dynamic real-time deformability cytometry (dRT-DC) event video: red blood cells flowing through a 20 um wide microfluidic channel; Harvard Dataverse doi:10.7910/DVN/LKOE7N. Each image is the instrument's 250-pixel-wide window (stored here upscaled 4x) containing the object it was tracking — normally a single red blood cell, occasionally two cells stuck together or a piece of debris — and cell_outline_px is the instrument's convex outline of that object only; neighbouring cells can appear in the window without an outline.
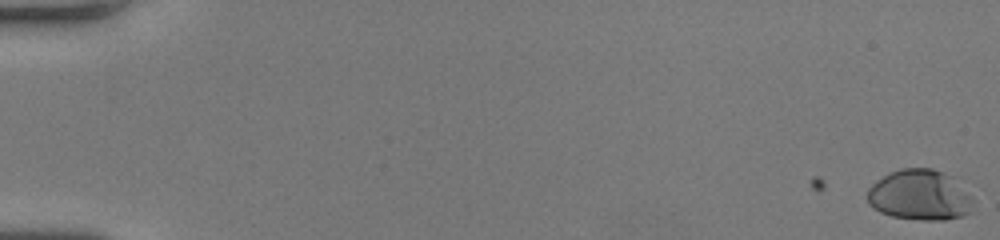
{"species": "human", "species_latin": "Homo sapiens", "temperature_condition": "room temperature", "stored_images_in_passage": 26, "camera_frame_rate_fps": 3000, "um_per_image_px": 0.085, "donor": {"sex": "female"}, "frame": {"image": 1, "passage_image": 1, "time_ms": 0.0, "image_size_px": [1000, 240], "cell_outline_px": [[972, 212], [960, 216], [944, 220], [920, 220], [892, 216], [880, 212], [872, 208], [868, 204], [868, 188], [876, 180], [900, 168], [932, 168], [944, 172], [952, 176], [972, 196]], "centroid_in_image_um": [78.18, 16.58], "position_along_channel_um": 6.8, "area_um2": 31.33}}
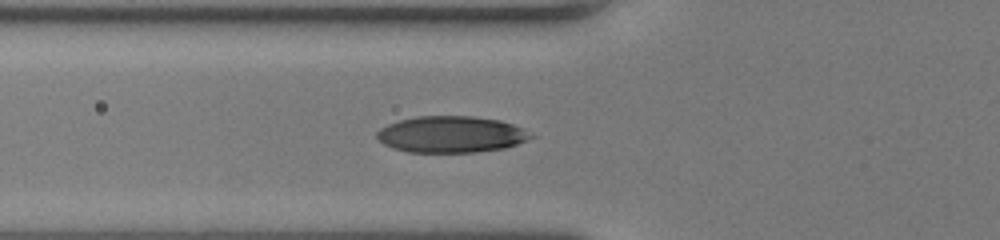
{"frame": {"image": 2, "passage_image": 22, "time_ms": 7.0, "image_size_px": [1000, 240], "cell_outline_px": [[536, 136], [528, 140], [504, 148], [476, 152], [408, 152], [392, 148], [384, 144], [376, 136], [376, 132], [380, 128], [388, 124], [400, 120], [416, 116], [472, 116], [500, 120], [524, 128]], "centroid_in_image_um": [38.36, 11.42], "position_along_channel_um": 87.4, "area_um2": 32.83}}
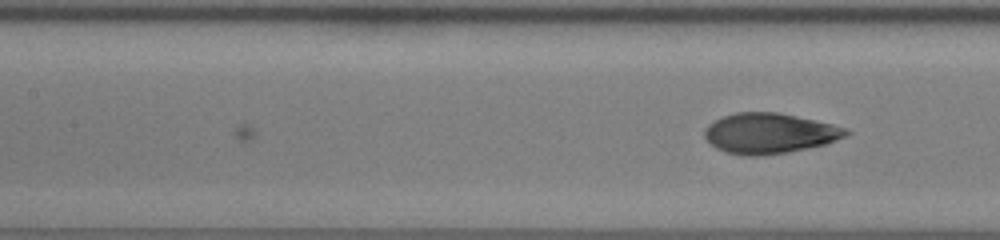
{"frame": {"image": 3, "passage_image": 26, "time_ms": 8.333, "image_size_px": [1000, 240], "cell_outline_px": [[852, 132], [836, 140], [824, 144], [788, 152], [756, 156], [744, 156], [728, 152], [716, 148], [704, 136], [704, 128], [708, 124], [724, 116], [736, 112], [776, 112], [796, 116], [832, 124], [844, 128]], "centroid_in_image_um": [65.37, 11.33], "position_along_channel_um": 142.0, "area_um2": 32.89}}